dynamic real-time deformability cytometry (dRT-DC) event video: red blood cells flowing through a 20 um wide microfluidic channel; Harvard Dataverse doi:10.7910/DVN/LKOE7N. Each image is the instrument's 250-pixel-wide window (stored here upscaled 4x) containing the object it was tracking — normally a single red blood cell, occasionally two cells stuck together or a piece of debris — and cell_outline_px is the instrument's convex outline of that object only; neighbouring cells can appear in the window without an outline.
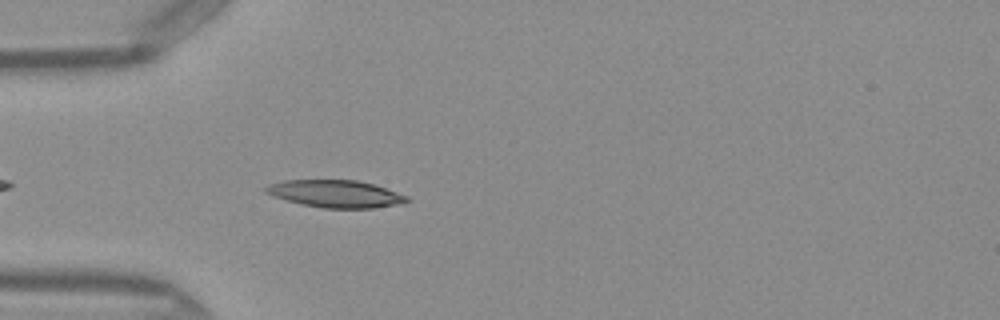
{"species": "Egyptian fruit bat (a non-hibernating species)", "species_latin": "Rousettus aegyptiacus", "temperature_condition": "warm", "stored_images_in_passage": 25, "camera_frame_rate_fps": 3000, "um_per_image_px": 0.085, "frame": {"image": 1, "passage_image": 4, "time_ms": 1.0, "image_size_px": [1000, 320], "cell_outline_px": [[412, 200], [396, 204], [372, 208], [324, 208], [300, 204], [272, 196], [264, 192], [264, 188], [268, 184], [284, 180], [356, 180], [372, 184], [408, 196]], "centroid_in_image_um": [28.46, 16.47], "position_along_channel_um": 56.5, "area_um2": 22.37}}
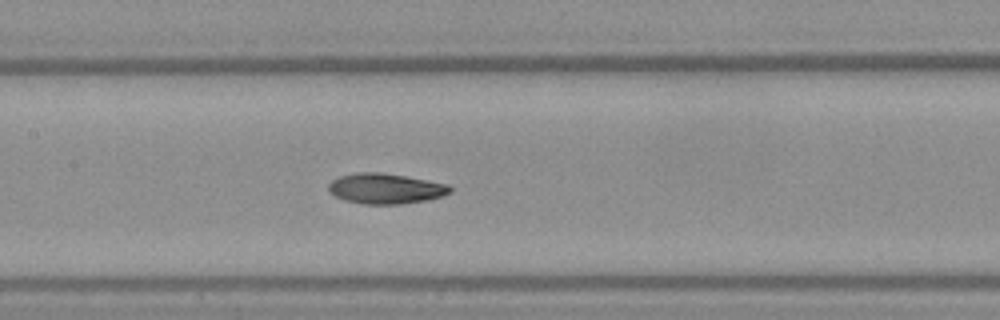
{"frame": {"image": 2, "passage_image": 13, "time_ms": 4.0, "image_size_px": [1000, 320], "cell_outline_px": [[452, 192], [440, 196], [424, 200], [400, 204], [364, 204], [344, 200], [328, 192], [328, 184], [332, 180], [340, 176], [356, 172], [380, 172], [404, 176], [448, 184], [452, 188]], "centroid_in_image_um": [32.73, 16.02], "position_along_channel_um": 174.7, "area_um2": 21.39}}
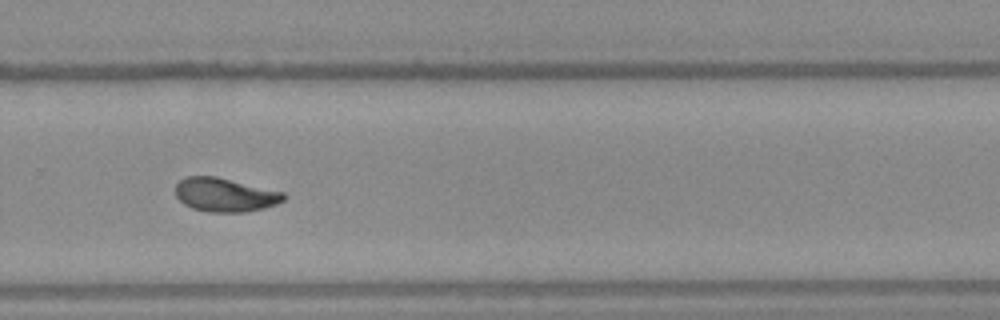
{"frame": {"image": 3, "passage_image": 23, "time_ms": 7.333, "image_size_px": [1000, 320], "cell_outline_px": [[284, 200], [276, 204], [264, 208], [244, 212], [208, 212], [192, 208], [184, 204], [176, 196], [176, 184], [180, 180], [188, 176], [216, 176], [284, 192]], "centroid_in_image_um": [19.11, 16.56], "position_along_channel_um": 310.7, "area_um2": 21.21}}